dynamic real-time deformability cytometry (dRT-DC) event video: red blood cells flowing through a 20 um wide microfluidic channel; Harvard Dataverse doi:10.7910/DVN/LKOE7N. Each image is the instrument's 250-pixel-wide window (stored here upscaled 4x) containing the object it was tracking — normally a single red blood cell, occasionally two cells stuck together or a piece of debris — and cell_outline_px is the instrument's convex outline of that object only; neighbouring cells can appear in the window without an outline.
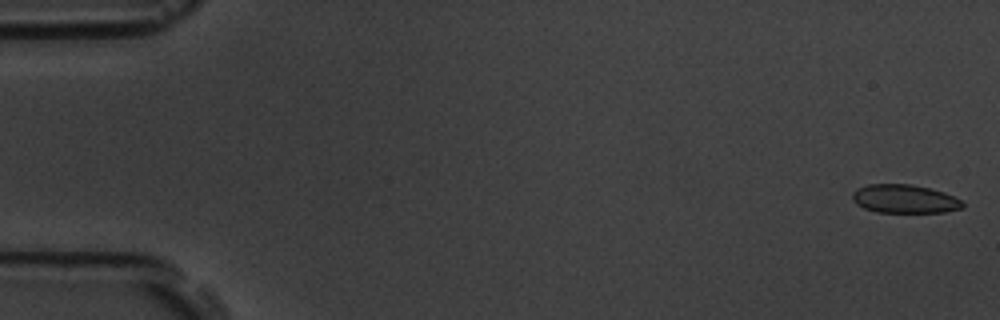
{"species": "common noctule bat (a hibernating species)", "species_latin": "Nyctalus noctula", "temperature_condition": "room temperature", "stored_images_in_passage": 54, "camera_frame_rate_fps": 3000, "um_per_image_px": 0.085, "animal": {"sex": "male", "body_mass_g": 19.5, "forearm_length_mm": 54.6}, "frame": {"image": 1, "passage_image": 1, "time_ms": 0.0, "image_size_px": [1000, 320], "cell_outline_px": [[964, 208], [944, 212], [876, 212], [864, 208], [856, 204], [852, 200], [852, 192], [856, 188], [868, 184], [912, 184], [944, 192], [960, 200], [964, 204]], "centroid_in_image_um": [76.85, 16.9], "position_along_channel_um": 8.1, "area_um2": 18.38}}
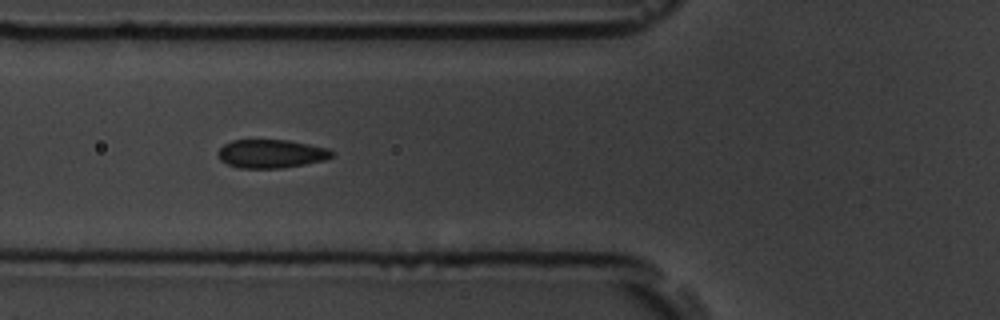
{"frame": {"image": 2, "passage_image": 20, "time_ms": 6.333, "image_size_px": [1000, 320], "cell_outline_px": [[332, 156], [324, 160], [304, 164], [280, 168], [240, 168], [228, 164], [220, 160], [216, 152], [224, 144], [232, 140], [288, 140], [328, 148], [332, 152]], "centroid_in_image_um": [23.01, 13.06], "position_along_channel_um": 102.8, "area_um2": 18.79}}
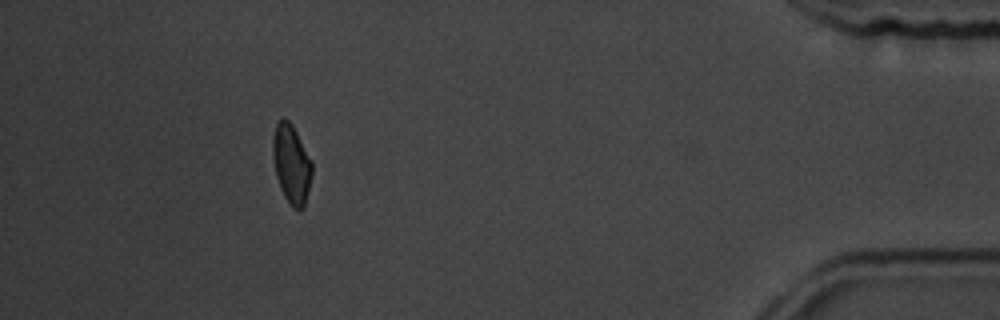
{"frame": {"image": 3, "passage_image": 49, "time_ms": 16.0, "image_size_px": [1000, 320], "cell_outline_px": [[312, 176], [304, 208], [300, 212], [292, 208], [284, 196], [280, 188], [276, 176], [272, 148], [272, 140], [276, 124], [284, 116], [292, 124], [312, 160]], "centroid_in_image_um": [24.78, 13.97], "position_along_channel_um": 410.4, "area_um2": 18.26}, "authors_computed_cell_mechanics": {"area_um2": 19.1896, "velocity_mm_per_s": 3.7778, "shape_relaxation_time_tau1_ms": 7.3276, "shape_relaxation_time_tau2_ms": 0.7306, "deformation_change_tau1": 0.121, "deformation_change_tau2": 0.0553}}